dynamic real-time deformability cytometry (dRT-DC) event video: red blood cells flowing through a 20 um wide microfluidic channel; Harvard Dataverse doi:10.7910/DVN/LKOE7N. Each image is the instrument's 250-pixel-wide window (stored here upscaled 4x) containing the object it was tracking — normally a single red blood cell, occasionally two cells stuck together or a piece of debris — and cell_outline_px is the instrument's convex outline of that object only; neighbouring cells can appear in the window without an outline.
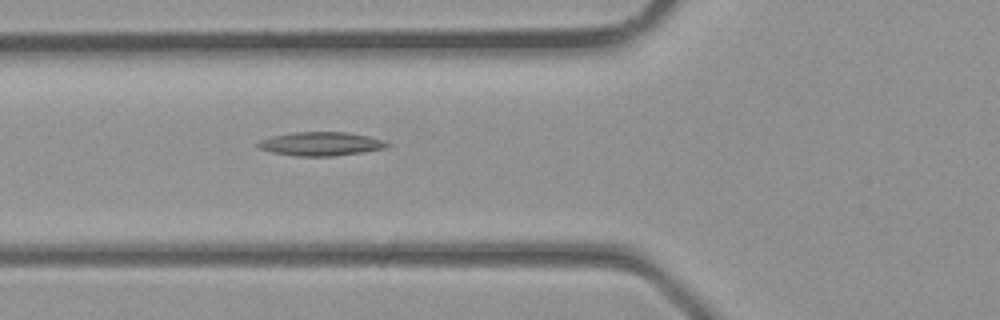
{"species": "common noctule bat (a hibernating species)", "species_latin": "Nyctalus noctula", "temperature_condition": "room temperature", "stored_images_in_passage": 4, "camera_frame_rate_fps": 3000, "um_per_image_px": 0.085, "animal": {"sex": "male", "body_mass_g": 23.1, "forearm_length_mm": 52.7}, "frame": {"image": 1, "passage_image": 4, "time_ms": 1.0, "image_size_px": [1000, 320], "cell_outline_px": [[392, 144], [384, 148], [364, 152], [332, 156], [296, 156], [272, 152], [256, 148], [256, 144], [260, 140], [272, 136], [292, 132], [344, 132], [368, 136], [384, 140]], "centroid_in_image_um": [27.25, 12.23], "position_along_channel_um": 98.5, "area_um2": 17.92}}